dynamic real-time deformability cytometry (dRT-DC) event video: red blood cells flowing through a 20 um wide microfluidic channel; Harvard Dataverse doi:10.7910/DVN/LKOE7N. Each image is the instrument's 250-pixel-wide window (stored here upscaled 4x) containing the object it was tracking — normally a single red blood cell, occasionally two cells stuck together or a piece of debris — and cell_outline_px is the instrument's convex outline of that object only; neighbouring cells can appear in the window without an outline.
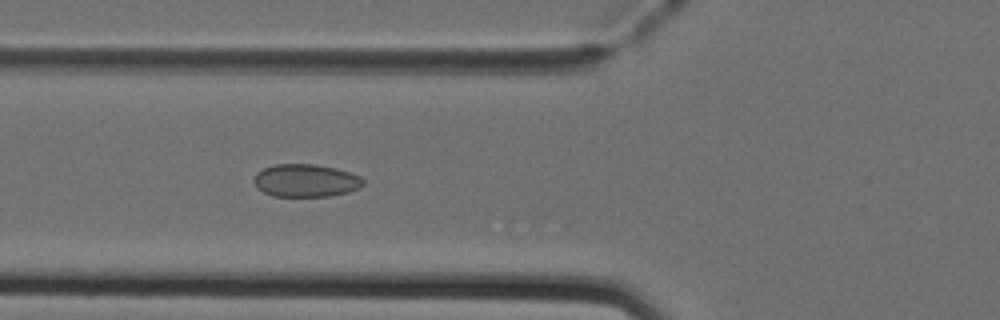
{"species": "Egyptian fruit bat (a non-hibernating species)", "species_latin": "Rousettus aegyptiacus", "temperature_condition": "cold", "stored_images_in_passage": 41, "camera_frame_rate_fps": 3000, "um_per_image_px": 0.085, "animal": {"sex": "female"}, "frame": {"image": 1, "passage_image": 9, "time_ms": 2.667, "image_size_px": [1000, 320], "cell_outline_px": [[364, 184], [360, 188], [348, 192], [328, 196], [272, 196], [256, 188], [252, 180], [256, 172], [264, 168], [276, 164], [316, 164], [336, 168], [360, 176], [364, 180]], "centroid_in_image_um": [25.97, 15.34], "position_along_channel_um": 99.8, "area_um2": 21.04}}
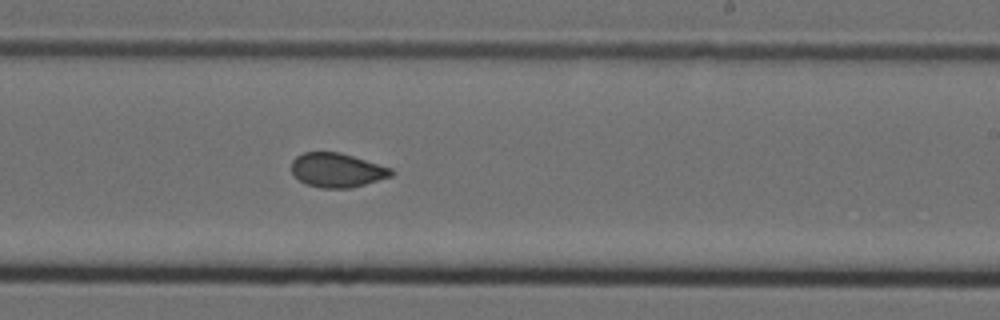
{"frame": {"image": 2, "passage_image": 21, "time_ms": 6.667, "image_size_px": [1000, 320], "cell_outline_px": [[392, 176], [352, 188], [320, 188], [304, 184], [292, 172], [292, 160], [296, 156], [304, 152], [340, 152], [392, 168]], "centroid_in_image_um": [28.64, 14.47], "position_along_channel_um": 260.4, "area_um2": 19.88}}
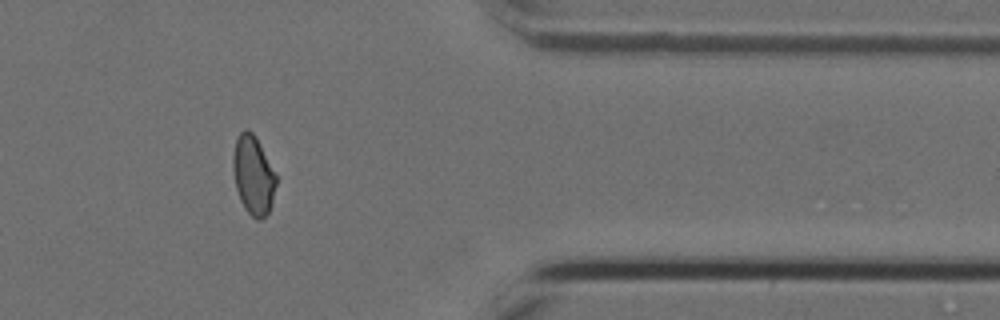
{"frame": {"image": 3, "passage_image": 32, "time_ms": 10.333, "image_size_px": [1000, 320], "cell_outline_px": [[276, 184], [272, 204], [268, 212], [260, 220], [256, 220], [244, 208], [240, 200], [236, 188], [232, 168], [232, 156], [236, 136], [244, 128], [248, 128], [256, 136], [276, 176]], "centroid_in_image_um": [21.5, 14.86], "position_along_channel_um": 389.9, "area_um2": 19.94}, "authors_computed_cell_mechanics": {"area_um2": 20.1144, "velocity_mm_per_s": 4.0066, "shape_relaxation_time_tau1_ms": null, "shape_relaxation_time_tau2_ms": 1.0785, "deformation_change_tau1": null, "deformation_change_tau2": 0.0445}}